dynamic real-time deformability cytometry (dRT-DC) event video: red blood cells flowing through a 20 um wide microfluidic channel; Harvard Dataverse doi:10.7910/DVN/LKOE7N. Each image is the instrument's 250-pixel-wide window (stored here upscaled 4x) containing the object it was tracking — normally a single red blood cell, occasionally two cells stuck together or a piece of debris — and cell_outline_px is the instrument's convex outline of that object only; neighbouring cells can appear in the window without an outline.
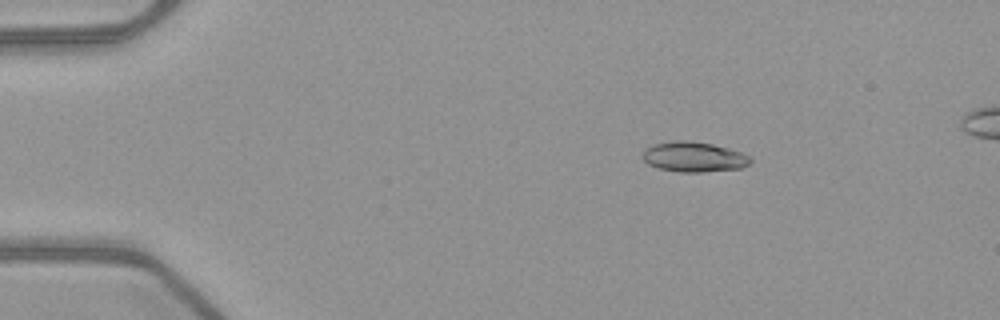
{"species": "common noctule bat (a hibernating species)", "species_latin": "Nyctalus noctula", "temperature_condition": "warm", "stored_images_in_passage": 53, "camera_frame_rate_fps": 3000, "um_per_image_px": 0.085, "animal": {"sex": "female", "body_mass_g": 21.9}, "frame": {"image": 1, "passage_image": 9, "time_ms": 2.667, "image_size_px": [1000, 320], "cell_outline_px": [[752, 160], [748, 164], [740, 168], [704, 172], [676, 172], [660, 168], [648, 164], [640, 156], [644, 148], [652, 144], [672, 140], [688, 140], [712, 144], [728, 148], [752, 156]], "centroid_in_image_um": [58.93, 13.32], "position_along_channel_um": 26.1, "area_um2": 19.19}}
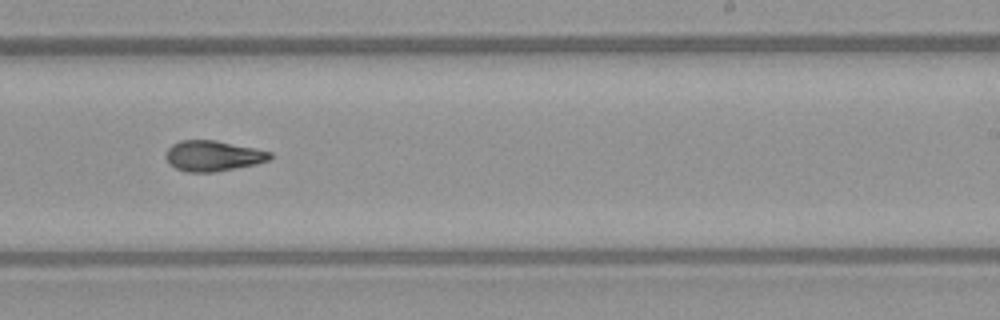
{"frame": {"image": 2, "passage_image": 33, "time_ms": 10.667, "image_size_px": [1000, 320], "cell_outline_px": [[272, 156], [268, 160], [256, 164], [216, 172], [188, 172], [176, 168], [168, 164], [164, 156], [168, 148], [172, 144], [180, 140], [216, 140], [256, 148], [272, 152]], "centroid_in_image_um": [18.08, 13.24], "position_along_channel_um": 270.9, "area_um2": 18.73}}
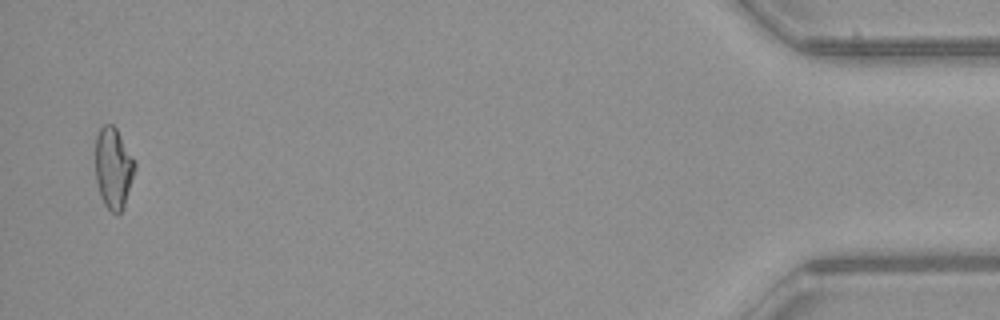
{"frame": {"image": 3, "passage_image": 51, "time_ms": 16.667, "image_size_px": [1000, 320], "cell_outline_px": [[136, 168], [124, 208], [116, 216], [104, 204], [100, 196], [96, 180], [96, 136], [100, 128], [104, 124], [112, 124], [116, 128], [136, 164]], "centroid_in_image_um": [9.64, 14.32], "position_along_channel_um": 425.6, "area_um2": 18.61}, "authors_computed_cell_mechanics": {"area_um2": 18.6694, "velocity_mm_per_s": 4.0324, "shape_relaxation_time_tau1_ms": 6.8572, "shape_relaxation_time_tau2_ms": 3.0237, "deformation_change_tau1": 0.2129, "deformation_change_tau2": 0.1093}}